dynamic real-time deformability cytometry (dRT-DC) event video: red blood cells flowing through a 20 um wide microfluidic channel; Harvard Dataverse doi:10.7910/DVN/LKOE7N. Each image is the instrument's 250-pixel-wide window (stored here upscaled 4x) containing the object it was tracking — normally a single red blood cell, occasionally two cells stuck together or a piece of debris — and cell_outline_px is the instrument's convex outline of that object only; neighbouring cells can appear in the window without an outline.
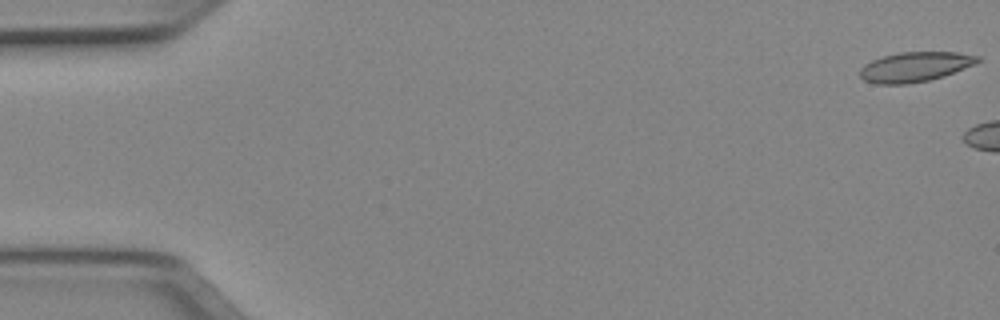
{"species": "Egyptian fruit bat (a non-hibernating species)", "species_latin": "Rousettus aegyptiacus", "temperature_condition": "cold", "stored_images_in_passage": 6, "camera_frame_rate_fps": 3000, "um_per_image_px": 0.085, "animal": {"sex": "female"}, "frame": {"image": 1, "passage_image": 1, "time_ms": 0.0, "image_size_px": [1000, 320], "cell_outline_px": [[980, 60], [976, 64], [944, 76], [928, 80], [908, 84], [876, 84], [864, 80], [860, 76], [860, 68], [864, 64], [872, 60], [884, 56], [900, 52], [956, 52], [980, 56]], "centroid_in_image_um": [77.78, 5.68], "position_along_channel_um": 7.2, "area_um2": 20.46}}